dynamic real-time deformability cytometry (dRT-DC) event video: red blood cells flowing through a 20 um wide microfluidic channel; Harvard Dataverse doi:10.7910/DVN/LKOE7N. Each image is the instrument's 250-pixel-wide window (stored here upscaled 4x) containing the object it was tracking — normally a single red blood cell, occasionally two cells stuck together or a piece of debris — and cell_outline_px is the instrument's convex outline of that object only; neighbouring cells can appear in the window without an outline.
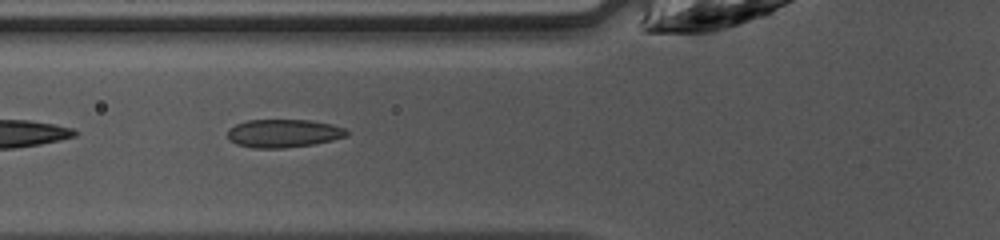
{"species": "common noctule bat (a hibernating species)", "species_latin": "Nyctalus noctula", "temperature_condition": "warm", "stored_images_in_passage": 35, "camera_frame_rate_fps": 3000, "um_per_image_px": 0.085, "animal": {"sex": "female", "body_mass_g": 10.0, "forearm_length_mm": 53.1}, "frame": {"image": 1, "passage_image": 6, "time_ms": 1.667, "image_size_px": [1000, 240], "cell_outline_px": [[348, 136], [332, 140], [312, 144], [284, 148], [252, 148], [236, 144], [228, 140], [228, 132], [236, 124], [248, 120], [312, 120], [332, 124], [344, 128], [348, 132]], "centroid_in_image_um": [24.11, 11.33], "position_along_channel_um": 101.7, "area_um2": 19.54}, "authors_computed_cell_mechanics": {"area_um2": 19.4208, "velocity_mm_per_s": 4.2362, "shape_relaxation_time_tau1_ms": 7.8015, "shape_relaxation_time_tau2_ms": 1.0859, "deformation_change_tau1": 0.1832, "deformation_change_tau2": 0.0816}}